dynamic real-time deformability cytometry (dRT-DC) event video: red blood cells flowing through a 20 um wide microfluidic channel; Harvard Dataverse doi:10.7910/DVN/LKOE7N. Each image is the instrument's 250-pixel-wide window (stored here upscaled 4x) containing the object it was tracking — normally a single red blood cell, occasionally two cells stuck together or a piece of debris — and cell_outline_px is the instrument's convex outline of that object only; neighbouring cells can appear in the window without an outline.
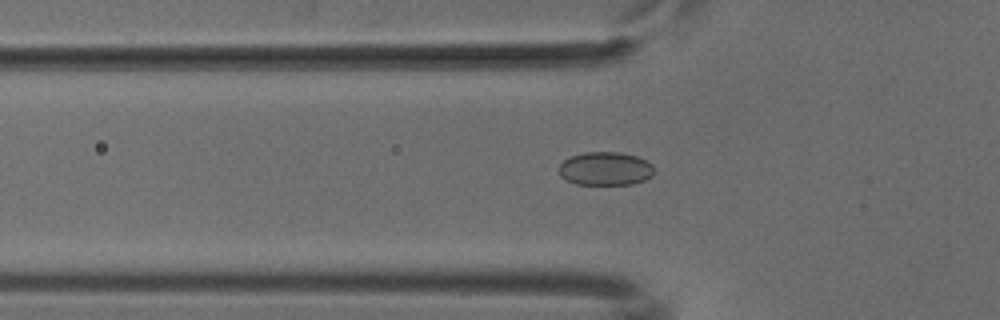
{"species": "common noctule bat (a hibernating species)", "species_latin": "Nyctalus noctula", "temperature_condition": "cold", "stored_images_in_passage": 53, "camera_frame_rate_fps": 3000, "um_per_image_px": 0.085, "animal": {"sex": "male", "body_mass_g": 18.8}, "frame": {"image": 1, "passage_image": 18, "time_ms": 5.667, "image_size_px": [1000, 320], "cell_outline_px": [[656, 172], [652, 176], [644, 180], [632, 184], [576, 184], [560, 176], [560, 164], [564, 160], [572, 156], [584, 152], [620, 152], [636, 156], [652, 164]], "centroid_in_image_um": [51.49, 14.33], "position_along_channel_um": 74.3, "area_um2": 18.5}}
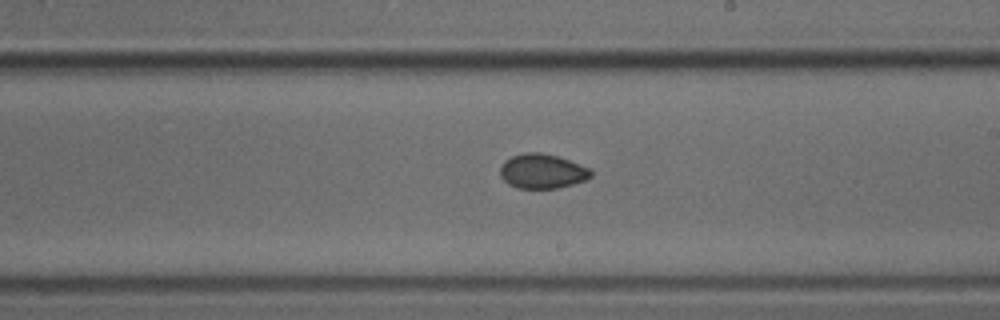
{"frame": {"image": 2, "passage_image": 31, "time_ms": 10.0, "image_size_px": [1000, 320], "cell_outline_px": [[592, 176], [584, 180], [572, 184], [556, 188], [516, 188], [508, 184], [500, 176], [500, 168], [504, 160], [512, 156], [524, 152], [540, 152], [556, 156], [568, 160], [588, 168], [592, 172]], "centroid_in_image_um": [46.04, 14.55], "position_along_channel_um": 243.0, "area_um2": 18.15}}
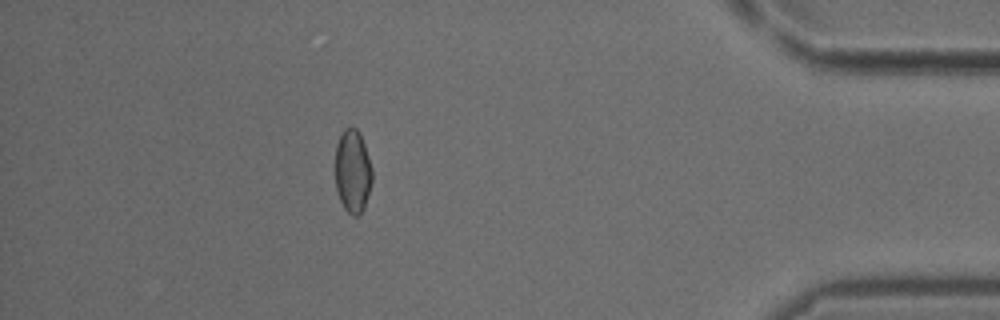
{"frame": {"image": 3, "passage_image": 47, "time_ms": 15.333, "image_size_px": [1000, 320], "cell_outline_px": [[372, 180], [368, 196], [364, 208], [356, 216], [352, 216], [344, 208], [340, 200], [336, 188], [336, 144], [344, 128], [356, 128], [360, 132], [372, 168]], "centroid_in_image_um": [29.98, 14.56], "position_along_channel_um": 405.2, "area_um2": 17.8}}